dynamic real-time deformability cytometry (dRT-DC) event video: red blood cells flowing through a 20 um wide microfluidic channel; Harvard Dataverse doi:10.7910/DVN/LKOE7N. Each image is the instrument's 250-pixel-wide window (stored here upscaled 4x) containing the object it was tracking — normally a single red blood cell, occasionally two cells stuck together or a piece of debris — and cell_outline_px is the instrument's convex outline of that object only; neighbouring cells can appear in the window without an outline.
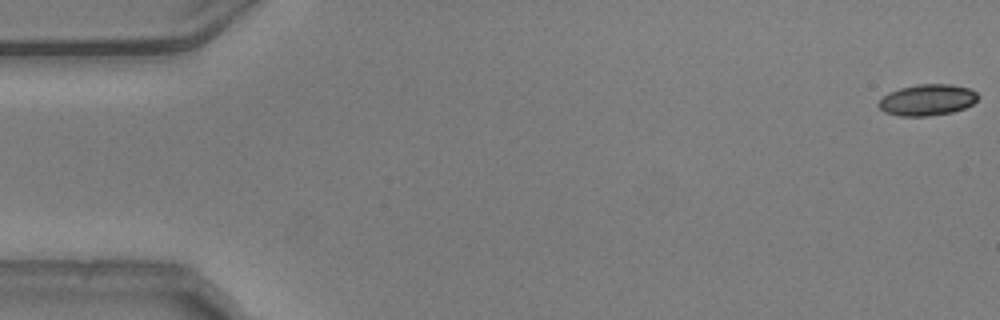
{"species": "common noctule bat (a hibernating species)", "species_latin": "Nyctalus noctula", "temperature_condition": "warm", "stored_images_in_passage": 54, "camera_frame_rate_fps": 3000, "um_per_image_px": 0.085, "animal": {"sex": "male", "body_mass_g": 20.5, "forearm_length_mm": 52.5}, "frame": {"image": 1, "passage_image": 1, "time_ms": 0.0, "image_size_px": [1000, 320], "cell_outline_px": [[980, 96], [972, 104], [964, 108], [952, 112], [928, 116], [900, 116], [884, 112], [880, 108], [880, 100], [888, 92], [900, 88], [916, 84], [952, 84], [968, 88], [976, 92]], "centroid_in_image_um": [78.83, 8.49], "position_along_channel_um": 6.2, "area_um2": 18.03}}
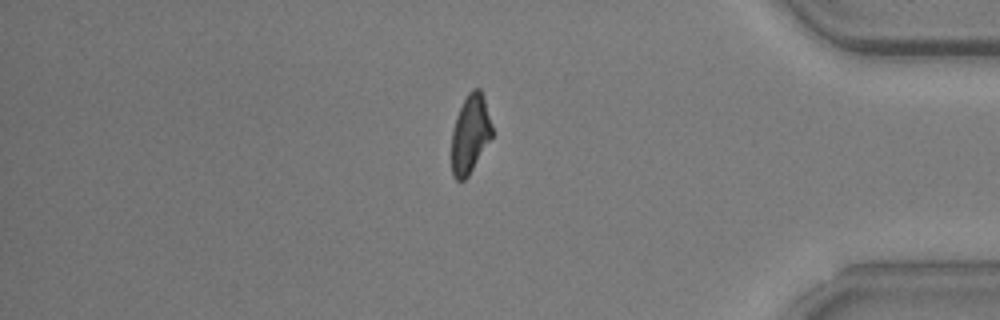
{"frame": {"image": 2, "passage_image": 46, "time_ms": 15.0, "image_size_px": [1000, 320], "cell_outline_px": [[492, 136], [468, 176], [464, 180], [456, 180], [452, 176], [452, 128], [456, 116], [468, 92], [472, 88], [480, 88], [484, 96], [492, 124]], "centroid_in_image_um": [39.96, 11.36], "position_along_channel_um": 395.2, "area_um2": 18.5}}
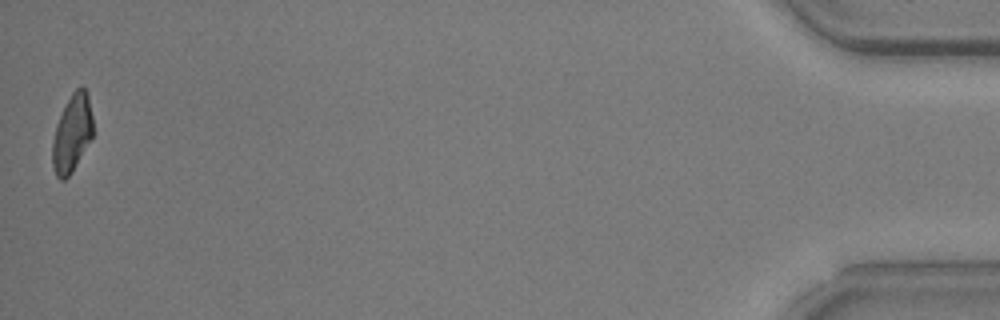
{"frame": {"image": 3, "passage_image": 54, "time_ms": 17.667, "image_size_px": [1000, 320], "cell_outline_px": [[92, 136], [72, 172], [64, 180], [60, 180], [56, 176], [52, 164], [52, 144], [56, 124], [72, 92], [80, 84], [84, 88], [88, 96], [92, 116]], "centroid_in_image_um": [6.11, 11.34], "position_along_channel_um": 429.1, "area_um2": 18.03}, "authors_computed_cell_mechanics": {"area_um2": 19.7676, "velocity_mm_per_s": 3.7574, "shape_relaxation_time_tau1_ms": null, "shape_relaxation_time_tau2_ms": 3.6138, "deformation_change_tau1": null, "deformation_change_tau2": 0.1246}}